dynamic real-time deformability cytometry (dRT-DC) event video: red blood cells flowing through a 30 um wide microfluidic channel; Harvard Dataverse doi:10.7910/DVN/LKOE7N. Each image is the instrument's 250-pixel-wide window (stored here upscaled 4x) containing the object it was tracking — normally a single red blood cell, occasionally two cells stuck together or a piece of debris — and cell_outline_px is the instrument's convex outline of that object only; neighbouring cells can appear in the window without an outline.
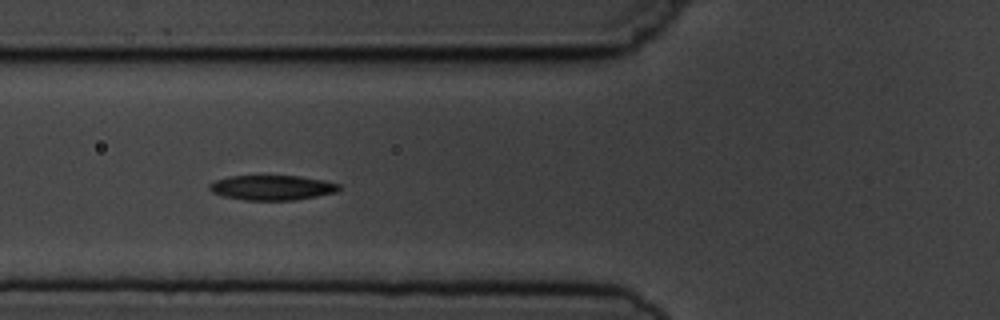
{"species": "common noctule bat (a hibernating species)", "species_latin": "Nyctalus noctula", "temperature_condition": "cold", "stored_images_in_passage": 15, "camera_frame_rate_fps": 3000, "um_per_image_px": 0.085, "animal": {"sex": "male", "body_mass_g": 19.5, "forearm_length_mm": 54.6}, "frame": {"image": 1, "passage_image": 5, "time_ms": 5.333, "image_size_px": [1000, 320], "cell_outline_px": [[340, 188], [336, 192], [296, 200], [244, 200], [224, 196], [212, 192], [208, 188], [208, 184], [216, 180], [228, 176], [300, 176], [324, 180], [340, 184]], "centroid_in_image_um": [23.12, 15.95], "position_along_channel_um": 102.7, "area_um2": 18.79}}
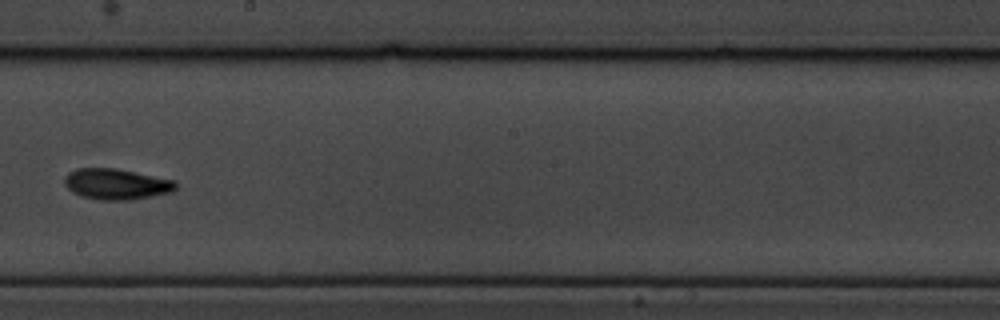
{"frame": {"image": 2, "passage_image": 8, "time_ms": 9.0, "image_size_px": [1000, 320], "cell_outline_px": [[176, 188], [172, 192], [152, 196], [128, 200], [100, 200], [80, 196], [72, 192], [64, 184], [64, 176], [68, 172], [76, 168], [116, 168], [176, 180]], "centroid_in_image_um": [9.87, 15.64], "position_along_channel_um": 238.3, "area_um2": 20.17}}
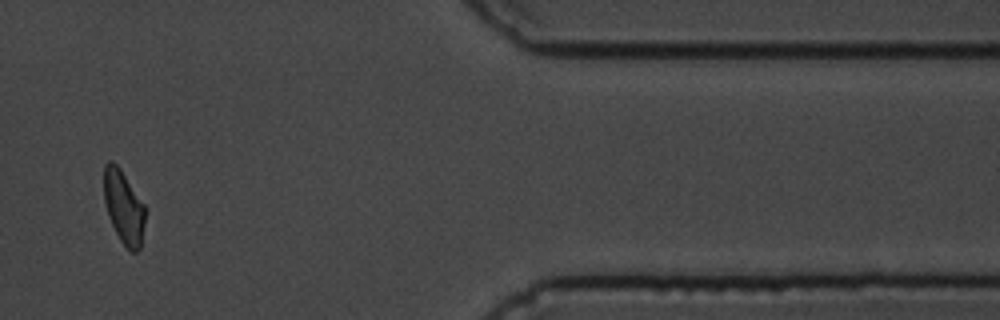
{"frame": {"image": 3, "passage_image": 12, "time_ms": 14.333, "image_size_px": [1000, 320], "cell_outline_px": [[148, 208], [140, 248], [136, 252], [132, 252], [120, 240], [108, 216], [104, 200], [104, 164], [108, 160], [112, 160], [120, 168]], "centroid_in_image_um": [10.55, 17.58], "position_along_channel_um": 400.9, "area_um2": 17.98}, "authors_computed_cell_mechanics": {"area_um2": 18.496, "velocity_mm_per_s": 3.7054, "shape_relaxation_time_tau1_ms": 2.1602, "shape_relaxation_time_tau2_ms": 4.7596, "deformation_change_tau1": 0.1072, "deformation_change_tau2": 0.0972}}